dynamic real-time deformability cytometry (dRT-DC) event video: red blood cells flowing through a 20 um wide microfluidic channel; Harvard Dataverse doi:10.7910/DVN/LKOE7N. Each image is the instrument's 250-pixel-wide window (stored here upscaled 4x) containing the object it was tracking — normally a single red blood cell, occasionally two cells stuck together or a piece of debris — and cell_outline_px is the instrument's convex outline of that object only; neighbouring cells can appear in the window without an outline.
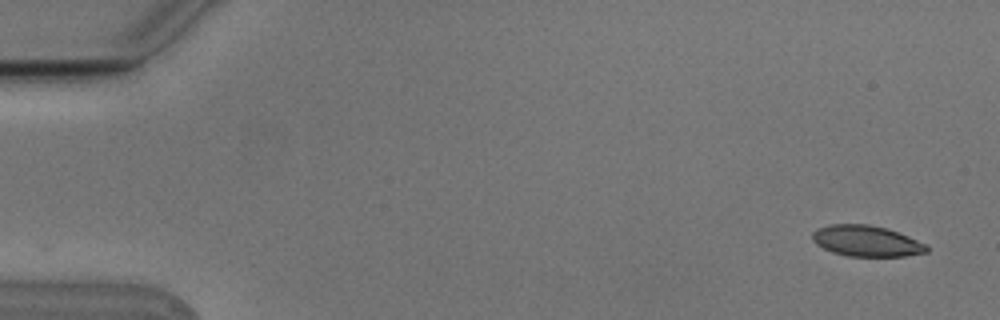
{"species": "Egyptian fruit bat (a non-hibernating species)", "species_latin": "Rousettus aegyptiacus", "temperature_condition": "cold", "stored_images_in_passage": 5, "camera_frame_rate_fps": 3000, "um_per_image_px": 0.085, "animal": {"sex": "male"}, "frame": {"image": 1, "passage_image": 1, "time_ms": 0.0, "image_size_px": [1000, 320], "cell_outline_px": [[928, 252], [904, 256], [848, 256], [832, 252], [816, 244], [812, 240], [812, 232], [816, 228], [828, 224], [868, 224], [884, 228], [908, 236], [928, 244]], "centroid_in_image_um": [73.63, 20.48], "position_along_channel_um": 11.4, "area_um2": 20.63}}